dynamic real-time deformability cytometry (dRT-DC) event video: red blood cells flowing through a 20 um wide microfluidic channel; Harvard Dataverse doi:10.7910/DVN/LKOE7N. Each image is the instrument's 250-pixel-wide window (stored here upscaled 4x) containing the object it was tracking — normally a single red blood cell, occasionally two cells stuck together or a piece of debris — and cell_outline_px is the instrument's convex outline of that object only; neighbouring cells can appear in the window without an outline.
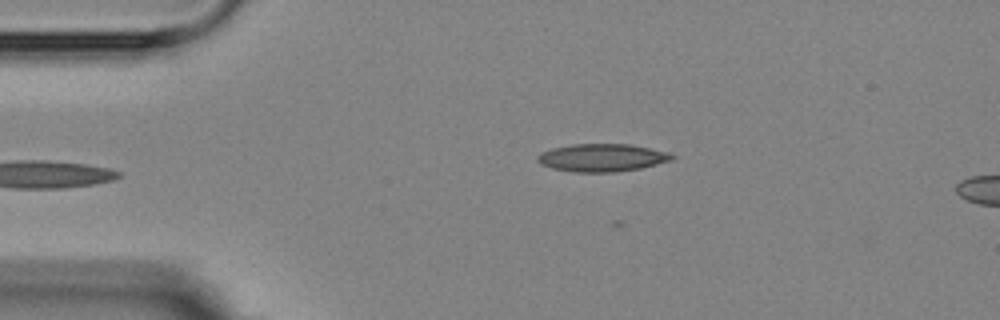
{"species": "Egyptian fruit bat (a non-hibernating species)", "species_latin": "Rousettus aegyptiacus", "temperature_condition": "room temperature", "stored_images_in_passage": 2, "camera_frame_rate_fps": 3000, "um_per_image_px": 0.085, "animal": {"sex": "female"}, "frame": {"image": 1, "passage_image": 2, "time_ms": 1.0, "image_size_px": [1000, 320], "cell_outline_px": [[676, 156], [672, 160], [640, 168], [616, 172], [572, 172], [552, 168], [540, 164], [536, 160], [536, 156], [540, 152], [552, 148], [572, 144], [628, 144], [672, 152]], "centroid_in_image_um": [51.17, 13.4], "position_along_channel_um": 33.8, "area_um2": 21.96}}